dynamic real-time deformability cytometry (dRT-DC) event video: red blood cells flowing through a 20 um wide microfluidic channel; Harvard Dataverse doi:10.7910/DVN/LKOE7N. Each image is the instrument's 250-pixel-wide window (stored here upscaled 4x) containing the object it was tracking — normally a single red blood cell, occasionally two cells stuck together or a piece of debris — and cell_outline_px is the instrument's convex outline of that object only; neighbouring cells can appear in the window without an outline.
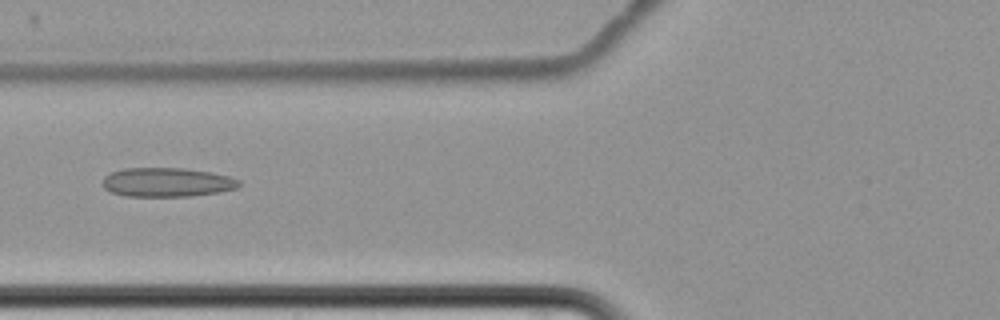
{"species": "common noctule bat (a hibernating species)", "species_latin": "Nyctalus noctula", "temperature_condition": "cold", "stored_images_in_passage": 6, "camera_frame_rate_fps": 3000, "um_per_image_px": 0.085, "animal": {"sex": "female", "body_mass_g": 22.7, "forearm_length_mm": 54.2}, "frame": {"image": 1, "passage_image": 6, "time_ms": 6.333, "image_size_px": [1000, 320], "cell_outline_px": [[240, 184], [236, 188], [220, 192], [192, 196], [124, 196], [112, 192], [104, 188], [100, 184], [104, 176], [112, 172], [124, 168], [184, 168], [212, 172], [228, 176], [240, 180]], "centroid_in_image_um": [14.17, 15.49], "position_along_channel_um": 111.6, "area_um2": 23.29}}